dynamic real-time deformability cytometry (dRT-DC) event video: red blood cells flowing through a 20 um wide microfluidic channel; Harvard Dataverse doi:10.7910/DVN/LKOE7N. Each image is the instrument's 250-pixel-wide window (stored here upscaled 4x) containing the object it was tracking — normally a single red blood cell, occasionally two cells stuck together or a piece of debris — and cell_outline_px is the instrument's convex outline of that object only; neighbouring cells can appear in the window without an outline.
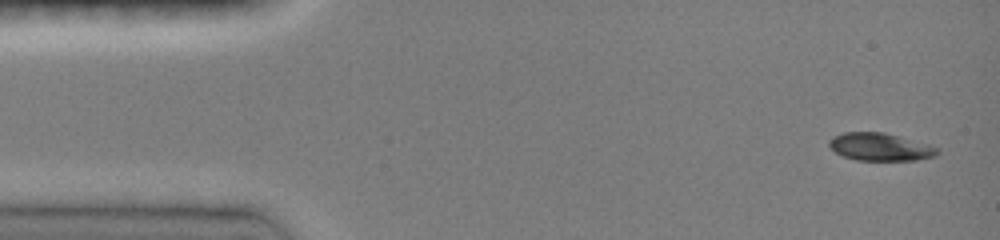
{"species": "common noctule bat (a hibernating species)", "species_latin": "Nyctalus noctula", "temperature_condition": "room temperature", "stored_images_in_passage": 33, "camera_frame_rate_fps": 3000, "um_per_image_px": 0.085, "animal": {"sex": "female", "body_mass_g": 19.0, "forearm_length_mm": 51.5}, "frame": {"image": 1, "passage_image": 1, "time_ms": 0.0, "image_size_px": [1000, 240], "cell_outline_px": [[940, 152], [936, 156], [916, 160], [856, 160], [844, 156], [836, 152], [828, 144], [828, 140], [832, 136], [844, 132], [884, 132], [928, 144], [940, 148]], "centroid_in_image_um": [74.83, 12.48], "position_along_channel_um": 10.2, "area_um2": 17.51}}
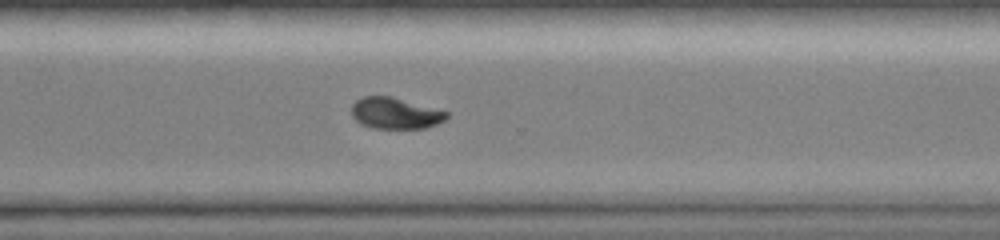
{"frame": {"image": 2, "passage_image": 24, "time_ms": 10.667, "image_size_px": [1000, 240], "cell_outline_px": [[448, 116], [444, 120], [436, 124], [424, 128], [372, 128], [360, 124], [352, 116], [352, 104], [356, 100], [364, 96], [392, 96], [448, 112]], "centroid_in_image_um": [33.56, 9.62], "position_along_channel_um": 337.0, "area_um2": 17.22}}
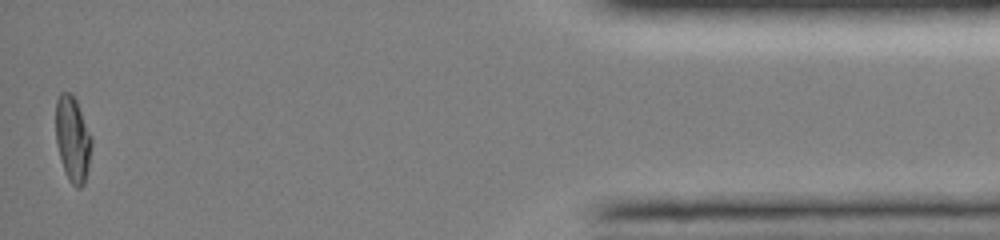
{"frame": {"image": 3, "passage_image": 33, "time_ms": 14.667, "image_size_px": [1000, 240], "cell_outline_px": [[92, 144], [88, 168], [84, 184], [80, 188], [76, 188], [68, 180], [56, 144], [56, 100], [60, 92], [68, 92], [76, 100], [92, 136]], "centroid_in_image_um": [6.18, 11.82], "position_along_channel_um": 429.0, "area_um2": 17.8}, "authors_computed_cell_mechanics": {"area_um2": 18.1492, "velocity_mm_per_s": 4.0725, "shape_relaxation_time_tau1_ms": 4.0851, "shape_relaxation_time_tau2_ms": null, "deformation_change_tau1": 0.1921, "deformation_change_tau2": null}}